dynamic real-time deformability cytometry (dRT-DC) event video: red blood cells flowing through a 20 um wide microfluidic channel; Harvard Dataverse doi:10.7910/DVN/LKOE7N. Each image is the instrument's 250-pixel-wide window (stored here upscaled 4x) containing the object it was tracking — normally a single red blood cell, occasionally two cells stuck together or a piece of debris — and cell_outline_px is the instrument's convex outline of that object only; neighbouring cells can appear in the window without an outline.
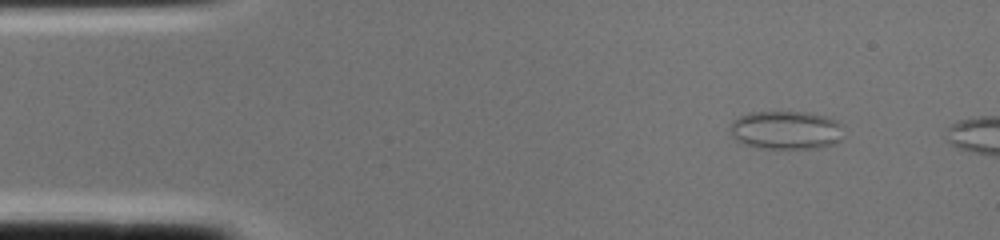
{"species": "common noctule bat (a hibernating species)", "species_latin": "Nyctalus noctula", "temperature_condition": "cold", "stored_images_in_passage": 2, "camera_frame_rate_fps": 3000, "um_per_image_px": 0.085, "animal": {"sex": "female", "body_mass_g": 22.0, "forearm_length_mm": 56.7}, "frame": {"image": 1, "passage_image": 1, "time_ms": 0.0, "image_size_px": [1000, 240], "cell_outline_px": [[844, 124], [840, 140], [836, 144], [816, 148], [760, 148], [744, 144], [736, 140], [732, 136], [728, 128], [732, 120], [748, 112], [808, 112], [824, 116], [836, 120]], "centroid_in_image_um": [66.8, 11.05], "position_along_channel_um": 18.2, "area_um2": 25.78}}